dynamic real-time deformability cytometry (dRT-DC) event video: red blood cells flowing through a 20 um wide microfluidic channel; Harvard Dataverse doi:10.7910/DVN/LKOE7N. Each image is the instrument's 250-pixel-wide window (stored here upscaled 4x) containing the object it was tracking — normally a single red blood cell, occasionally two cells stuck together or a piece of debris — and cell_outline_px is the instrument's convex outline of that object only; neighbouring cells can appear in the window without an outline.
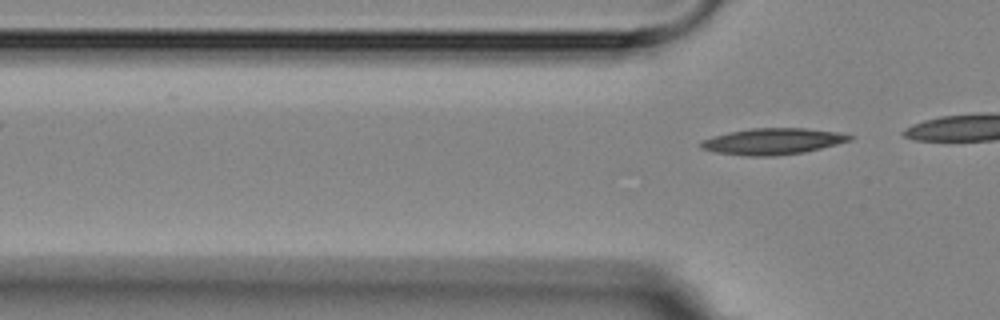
{"species": "Egyptian fruit bat (a non-hibernating species)", "species_latin": "Rousettus aegyptiacus", "temperature_condition": "room temperature", "stored_images_in_passage": 5, "camera_frame_rate_fps": 3000, "um_per_image_px": 0.085, "animal": {"sex": "female"}, "frame": {"image": 1, "passage_image": 5, "time_ms": 7.333, "image_size_px": [1000, 320], "cell_outline_px": [[852, 140], [804, 152], [772, 156], [748, 156], [716, 152], [700, 148], [700, 140], [712, 136], [728, 132], [752, 128], [804, 128], [840, 132], [852, 136]], "centroid_in_image_um": [65.65, 12.01], "position_along_channel_um": 60.2, "area_um2": 22.72}}